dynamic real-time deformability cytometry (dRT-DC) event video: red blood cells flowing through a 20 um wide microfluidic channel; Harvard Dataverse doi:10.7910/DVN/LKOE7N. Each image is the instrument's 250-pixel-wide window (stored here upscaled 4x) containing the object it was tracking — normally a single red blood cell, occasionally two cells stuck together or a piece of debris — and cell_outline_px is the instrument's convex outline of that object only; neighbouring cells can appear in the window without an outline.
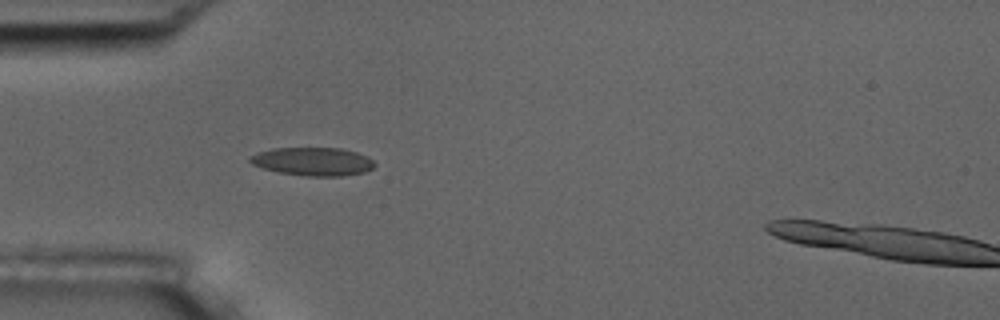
{"species": "common noctule bat (a hibernating species)", "species_latin": "Nyctalus noctula", "temperature_condition": "room temperature", "stored_images_in_passage": 2, "camera_frame_rate_fps": 3000, "um_per_image_px": 0.085, "animal": {"sex": "male", "body_mass_g": 17.5, "forearm_length_mm": 52.3}, "frame": {"image": 1, "passage_image": 1, "time_ms": 0.0, "image_size_px": [1000, 320], "cell_outline_px": [[376, 164], [372, 168], [364, 172], [340, 176], [308, 176], [280, 172], [264, 168], [252, 164], [248, 160], [248, 156], [256, 152], [272, 148], [340, 148], [356, 152], [368, 156]], "centroid_in_image_um": [26.57, 13.71], "position_along_channel_um": 58.4, "area_um2": 20.52}}